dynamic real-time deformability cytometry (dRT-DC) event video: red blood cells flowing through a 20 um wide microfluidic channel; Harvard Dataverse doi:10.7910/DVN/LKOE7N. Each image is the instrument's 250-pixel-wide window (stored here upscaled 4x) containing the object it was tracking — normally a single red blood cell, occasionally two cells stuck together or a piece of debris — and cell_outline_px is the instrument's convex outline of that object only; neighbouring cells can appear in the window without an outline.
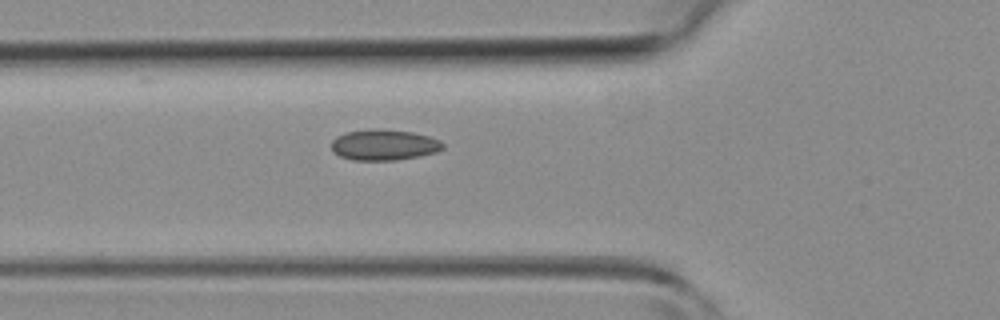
{"species": "common noctule bat (a hibernating species)", "species_latin": "Nyctalus noctula", "temperature_condition": "room temperature", "stored_images_in_passage": 5, "segment_of_instrument_passage": [1, 2], "camera_frame_rate_fps": 3000, "um_per_image_px": 0.085, "animal": {"sex": "female", "body_mass_g": 19.3, "forearm_length_mm": 54.1}, "frame": {"image": 1, "passage_image": 4, "time_ms": 3.667, "image_size_px": [1000, 320], "cell_outline_px": [[444, 148], [436, 152], [420, 156], [396, 160], [352, 160], [340, 156], [332, 148], [332, 140], [336, 136], [348, 132], [368, 128], [380, 128], [412, 132], [428, 136], [440, 140], [444, 144]], "centroid_in_image_um": [32.66, 12.3], "position_along_channel_um": 93.1, "area_um2": 20.11}}